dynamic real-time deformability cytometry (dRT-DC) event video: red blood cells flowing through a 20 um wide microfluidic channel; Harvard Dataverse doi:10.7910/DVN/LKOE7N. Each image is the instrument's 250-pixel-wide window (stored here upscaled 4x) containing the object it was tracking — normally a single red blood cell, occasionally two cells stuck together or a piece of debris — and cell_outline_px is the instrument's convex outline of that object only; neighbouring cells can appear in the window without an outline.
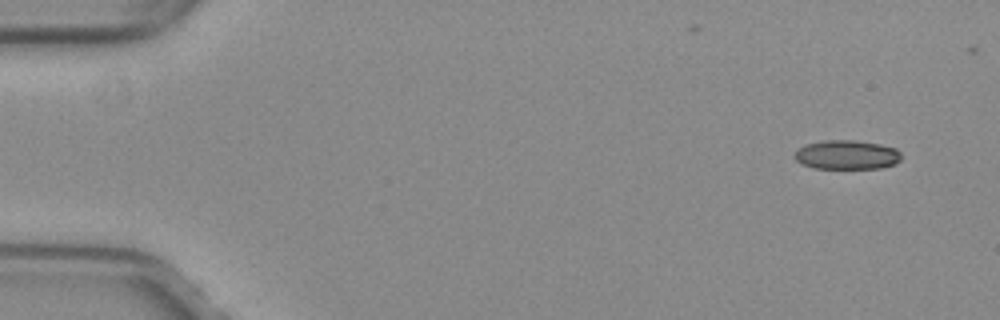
{"species": "common noctule bat (a hibernating species)", "species_latin": "Nyctalus noctula", "temperature_condition": "warm", "stored_images_in_passage": 46, "camera_frame_rate_fps": 3000, "um_per_image_px": 0.085, "animal": {"sex": "female", "body_mass_g": 29.2, "forearm_length_mm": 56.3}, "frame": {"image": 1, "passage_image": 1, "time_ms": 0.0, "image_size_px": [1000, 320], "cell_outline_px": [[900, 160], [896, 164], [880, 168], [812, 168], [800, 164], [792, 156], [804, 144], [824, 140], [852, 140], [880, 144], [896, 148], [900, 152]], "centroid_in_image_um": [71.95, 13.16], "position_along_channel_um": 13.0, "area_um2": 18.26}}
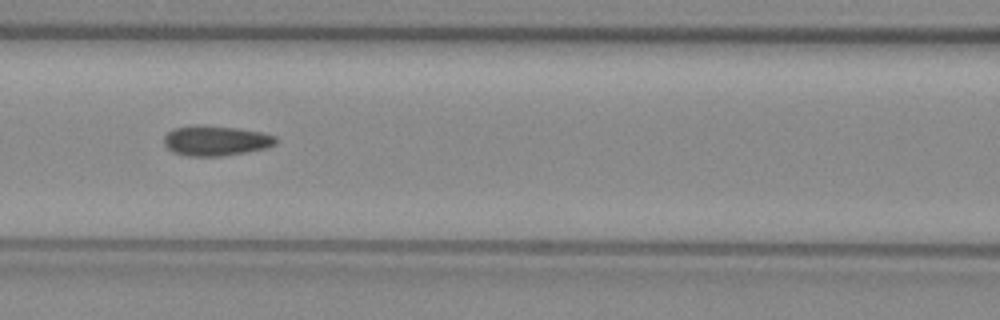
{"frame": {"image": 2, "passage_image": 21, "time_ms": 6.667, "image_size_px": [1000, 320], "cell_outline_px": [[276, 144], [268, 148], [220, 156], [184, 156], [172, 152], [164, 144], [164, 136], [172, 128], [236, 128], [260, 132], [276, 136]], "centroid_in_image_um": [18.36, 12.01], "position_along_channel_um": 148.2, "area_um2": 18.79}}
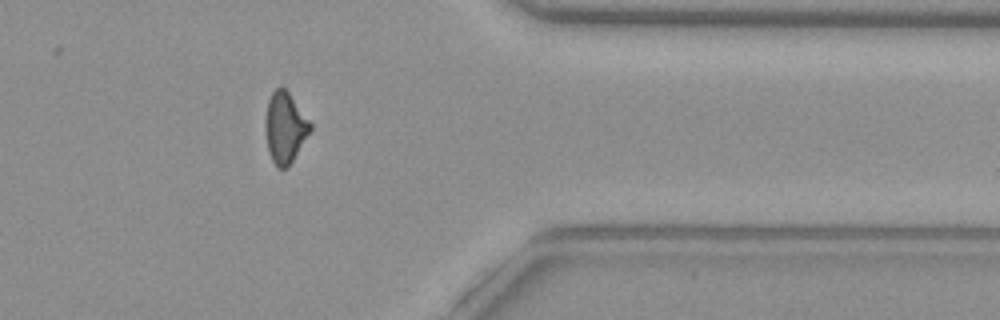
{"frame": {"image": 3, "passage_image": 40, "time_ms": 13.0, "image_size_px": [1000, 320], "cell_outline_px": [[312, 128], [288, 168], [276, 168], [268, 152], [264, 128], [264, 120], [268, 100], [272, 92], [280, 84], [288, 92], [312, 124]], "centroid_in_image_um": [24.19, 10.85], "position_along_channel_um": 387.2, "area_um2": 18.67}, "authors_computed_cell_mechanics": {"area_um2": 19.1318, "velocity_mm_per_s": 4.0206, "shape_relaxation_time_tau1_ms": null, "shape_relaxation_time_tau2_ms": 1.8702, "deformation_change_tau1": null, "deformation_change_tau2": 0.0875}}